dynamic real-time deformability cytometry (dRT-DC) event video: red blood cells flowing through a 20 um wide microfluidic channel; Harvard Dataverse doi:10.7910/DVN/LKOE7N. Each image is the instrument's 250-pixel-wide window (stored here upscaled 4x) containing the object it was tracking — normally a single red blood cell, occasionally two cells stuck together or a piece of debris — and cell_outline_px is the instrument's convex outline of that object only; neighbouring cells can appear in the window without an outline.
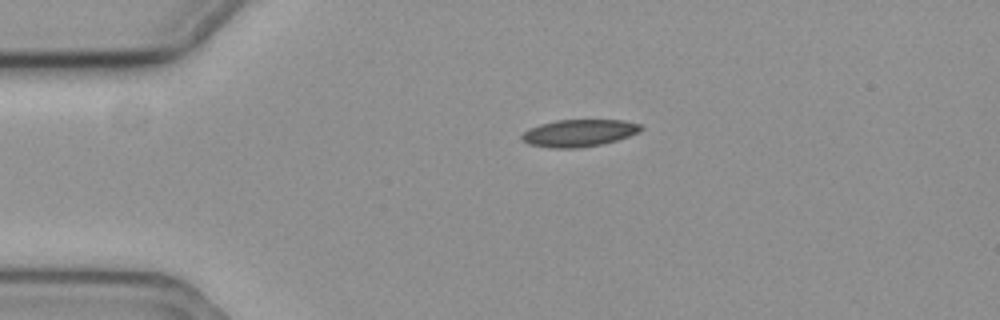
{"species": "common noctule bat (a hibernating species)", "species_latin": "Nyctalus noctula", "temperature_condition": "cold", "stored_images_in_passage": 46, "camera_frame_rate_fps": 3000, "um_per_image_px": 0.085, "animal": {"sex": "female", "body_mass_g": 19.3, "forearm_length_mm": 54.1}, "frame": {"image": 1, "passage_image": 1, "time_ms": 0.0, "image_size_px": [1000, 320], "cell_outline_px": [[644, 128], [640, 132], [616, 140], [600, 144], [580, 148], [552, 148], [528, 144], [520, 140], [520, 136], [524, 132], [540, 124], [556, 120], [624, 120], [640, 124]], "centroid_in_image_um": [49.21, 11.31], "position_along_channel_um": 35.8, "area_um2": 18.84}}
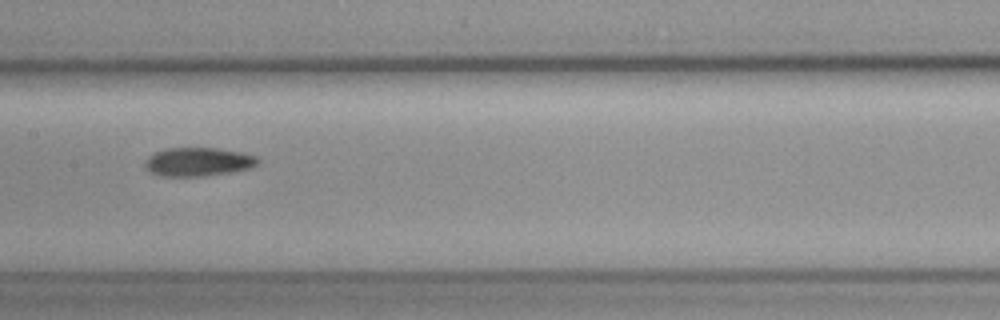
{"frame": {"image": 2, "passage_image": 17, "time_ms": 5.333, "image_size_px": [1000, 320], "cell_outline_px": [[260, 160], [252, 168], [232, 172], [204, 176], [160, 176], [148, 172], [144, 168], [144, 160], [148, 156], [164, 148], [216, 148], [244, 152], [256, 156]], "centroid_in_image_um": [16.82, 13.76], "position_along_channel_um": 190.6, "area_um2": 19.19}}
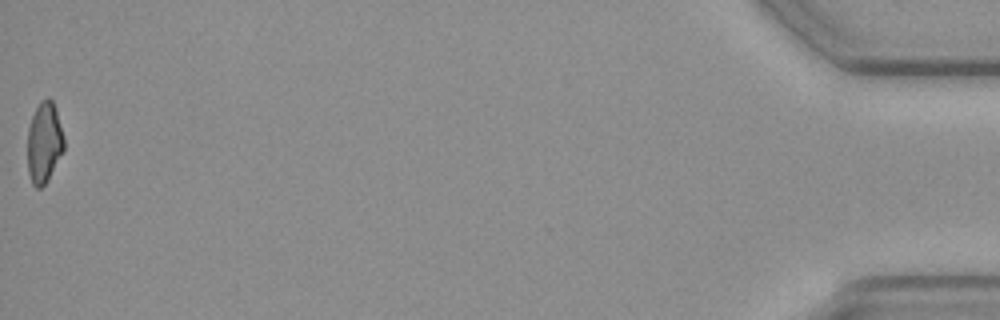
{"frame": {"image": 3, "passage_image": 46, "time_ms": 15.0, "image_size_px": [1000, 320], "cell_outline_px": [[64, 152], [48, 180], [40, 188], [36, 188], [32, 184], [28, 172], [28, 128], [32, 116], [40, 100], [48, 96], [52, 100], [56, 108], [64, 136]], "centroid_in_image_um": [3.77, 12.11], "position_along_channel_um": 431.4, "area_um2": 17.46}}